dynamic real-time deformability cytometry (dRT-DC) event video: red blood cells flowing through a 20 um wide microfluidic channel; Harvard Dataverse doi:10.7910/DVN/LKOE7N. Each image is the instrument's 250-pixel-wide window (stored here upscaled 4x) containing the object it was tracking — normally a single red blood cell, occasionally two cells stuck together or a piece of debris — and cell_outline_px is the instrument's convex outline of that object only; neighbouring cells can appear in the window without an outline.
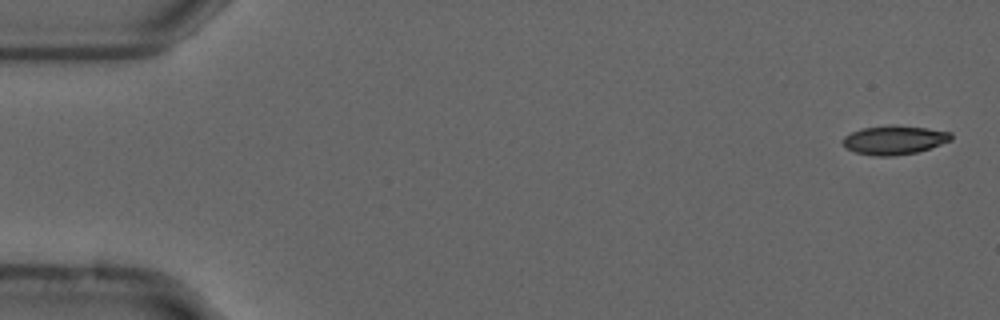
{"species": "common noctule bat (a hibernating species)", "species_latin": "Nyctalus noctula", "temperature_condition": "cold", "stored_images_in_passage": 54, "camera_frame_rate_fps": 3000, "um_per_image_px": 0.085, "animal": {"sex": "male", "forearm_length_mm": 52.5}, "frame": {"image": 1, "passage_image": 1, "time_ms": 0.0, "image_size_px": [1000, 320], "cell_outline_px": [[952, 140], [916, 152], [892, 156], [876, 156], [856, 152], [844, 148], [840, 140], [844, 136], [852, 132], [864, 128], [892, 124], [928, 128], [952, 132]], "centroid_in_image_um": [75.98, 11.89], "position_along_channel_um": 9.0, "area_um2": 18.32}}
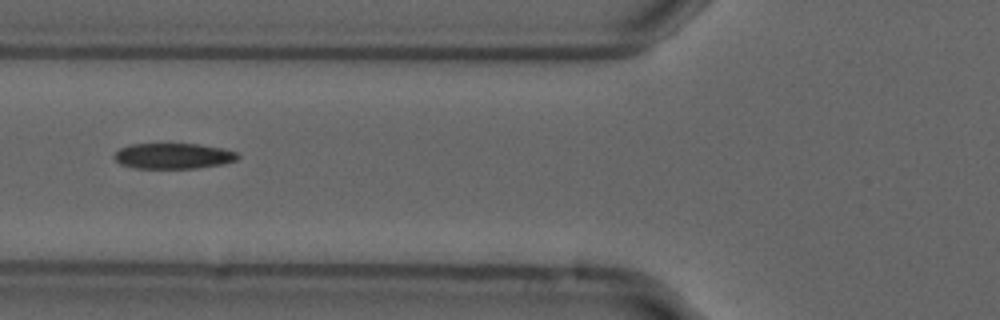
{"frame": {"image": 2, "passage_image": 20, "time_ms": 6.333, "image_size_px": [1000, 320], "cell_outline_px": [[240, 156], [236, 160], [224, 164], [196, 168], [136, 168], [120, 164], [112, 156], [120, 148], [128, 144], [200, 144], [224, 148], [236, 152]], "centroid_in_image_um": [14.74, 13.25], "position_along_channel_um": 111.1, "area_um2": 18.55}}
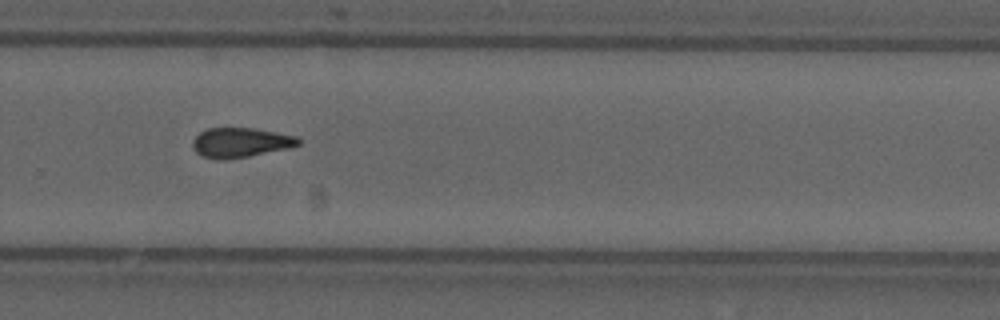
{"frame": {"image": 3, "passage_image": 36, "time_ms": 11.667, "image_size_px": [1000, 320], "cell_outline_px": [[300, 144], [288, 148], [248, 156], [224, 160], [216, 160], [204, 156], [196, 152], [192, 144], [192, 140], [200, 132], [208, 128], [252, 128], [296, 136], [300, 140]], "centroid_in_image_um": [20.41, 12.12], "position_along_channel_um": 309.4, "area_um2": 18.09}, "authors_computed_cell_mechanics": {"area_um2": 18.3226, "velocity_mm_per_s": 3.7201, "shape_relaxation_time_tau1_ms": null, "shape_relaxation_time_tau2_ms": 3.6209, "deformation_change_tau1": null, "deformation_change_tau2": 0.1183}}